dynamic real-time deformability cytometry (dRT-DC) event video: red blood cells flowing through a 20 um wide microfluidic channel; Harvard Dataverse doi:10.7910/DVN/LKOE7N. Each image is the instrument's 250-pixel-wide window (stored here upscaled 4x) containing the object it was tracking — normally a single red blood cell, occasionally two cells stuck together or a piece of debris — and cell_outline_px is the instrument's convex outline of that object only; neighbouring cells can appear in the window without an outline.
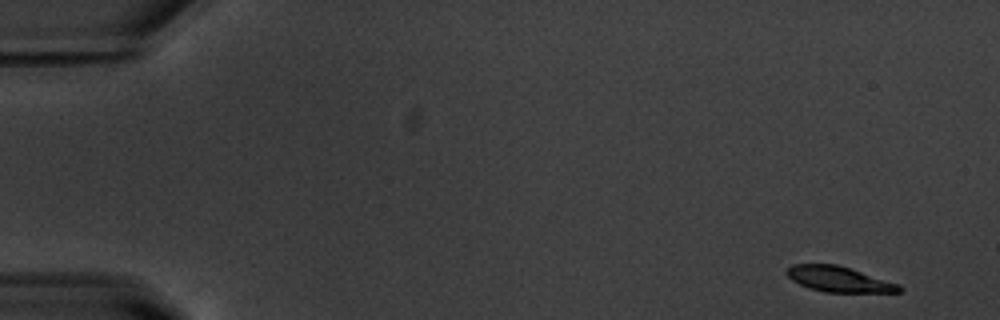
{"species": "common noctule bat (a hibernating species)", "species_latin": "Nyctalus noctula", "temperature_condition": "warm", "stored_images_in_passage": 52, "camera_frame_rate_fps": 3000, "um_per_image_px": 0.085, "animal": {"sex": "male", "body_mass_g": 20.1, "forearm_length_mm": 53.5}, "frame": {"image": 1, "passage_image": 1, "time_ms": 0.0, "image_size_px": [1000, 320], "cell_outline_px": [[904, 288], [900, 292], [824, 292], [808, 288], [792, 280], [784, 272], [784, 268], [792, 264], [836, 264], [900, 284]], "centroid_in_image_um": [71.27, 23.73], "position_along_channel_um": 13.7, "area_um2": 16.76}}
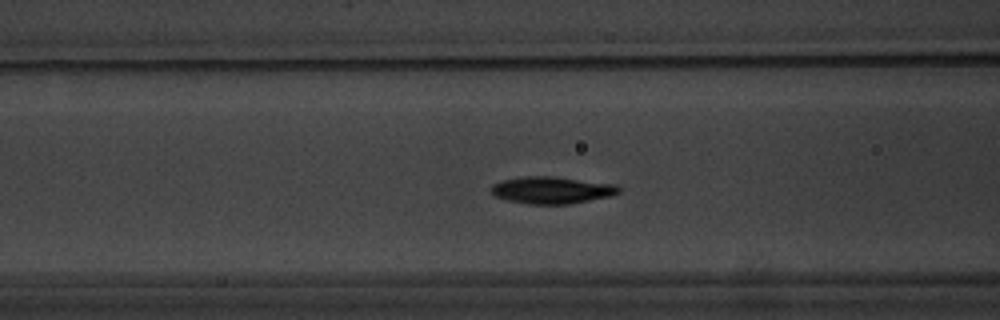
{"frame": {"image": 2, "passage_image": 20, "time_ms": 6.333, "image_size_px": [1000, 320], "cell_outline_px": [[620, 192], [612, 196], [568, 204], [528, 204], [508, 200], [496, 196], [492, 192], [492, 184], [504, 180], [520, 176], [552, 176], [616, 184], [620, 188]], "centroid_in_image_um": [46.93, 16.15], "position_along_channel_um": 119.7, "area_um2": 20.06}}
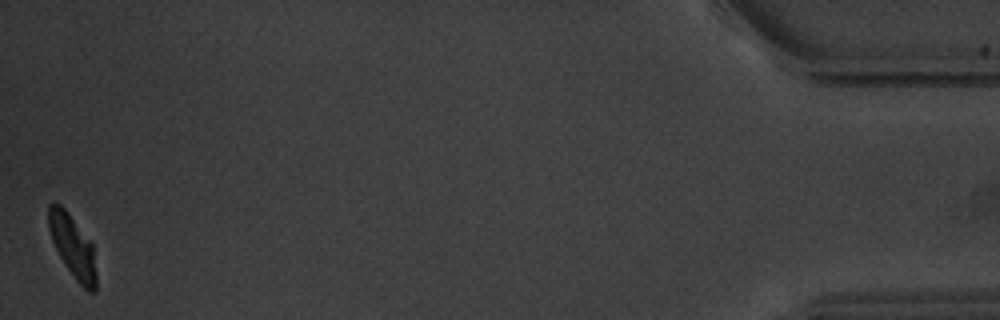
{"frame": {"image": 3, "passage_image": 52, "time_ms": 17.0, "image_size_px": [1000, 320], "cell_outline_px": [[96, 292], [88, 292], [76, 280], [64, 264], [52, 240], [48, 228], [48, 204], [60, 204], [64, 208], [92, 244], [96, 272]], "centroid_in_image_um": [6.17, 20.98], "position_along_channel_um": 429.0, "area_um2": 17.05}, "authors_computed_cell_mechanics": {"area_um2": 18.9584, "velocity_mm_per_s": 3.7152, "shape_relaxation_time_tau1_ms": 8.7333, "shape_relaxation_time_tau2_ms": 2.0468, "deformation_change_tau1": 0.3477, "deformation_change_tau2": 0.0504}}